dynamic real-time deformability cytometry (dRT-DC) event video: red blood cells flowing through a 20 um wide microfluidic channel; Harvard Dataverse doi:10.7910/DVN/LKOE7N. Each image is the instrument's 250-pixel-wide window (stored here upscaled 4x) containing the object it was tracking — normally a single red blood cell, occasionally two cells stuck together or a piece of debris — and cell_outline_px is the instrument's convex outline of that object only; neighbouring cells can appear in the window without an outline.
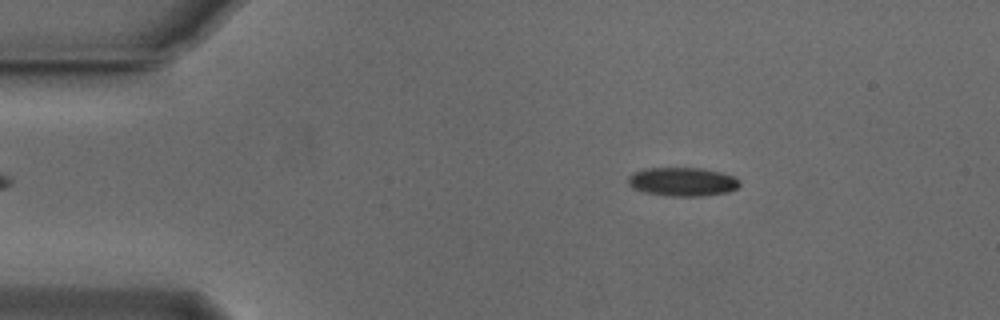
{"species": "Egyptian fruit bat (a non-hibernating species)", "species_latin": "Rousettus aegyptiacus", "temperature_condition": "cold", "stored_images_in_passage": 53, "camera_frame_rate_fps": 3000, "um_per_image_px": 0.085, "animal": {"sex": "male"}, "frame": {"image": 1, "passage_image": 8, "time_ms": 2.333, "image_size_px": [1000, 320], "cell_outline_px": [[740, 184], [736, 188], [728, 192], [700, 196], [672, 196], [644, 192], [632, 188], [628, 184], [628, 176], [644, 168], [704, 168], [720, 172], [732, 176], [740, 180]], "centroid_in_image_um": [58.0, 15.44], "position_along_channel_um": 27.0, "area_um2": 18.61}}
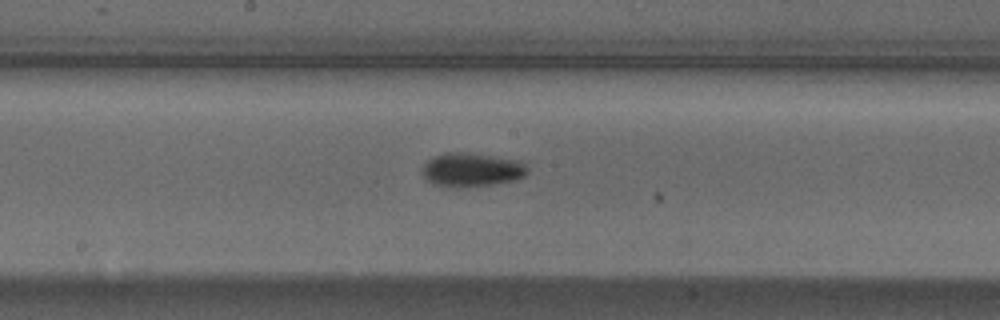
{"frame": {"image": 2, "passage_image": 27, "time_ms": 8.667, "image_size_px": [1000, 320], "cell_outline_px": [[528, 172], [524, 176], [516, 180], [492, 184], [432, 184], [420, 172], [424, 164], [432, 156], [444, 152], [464, 152], [516, 160], [528, 168]], "centroid_in_image_um": [40.07, 14.38], "position_along_channel_um": 208.1, "area_um2": 19.83}}
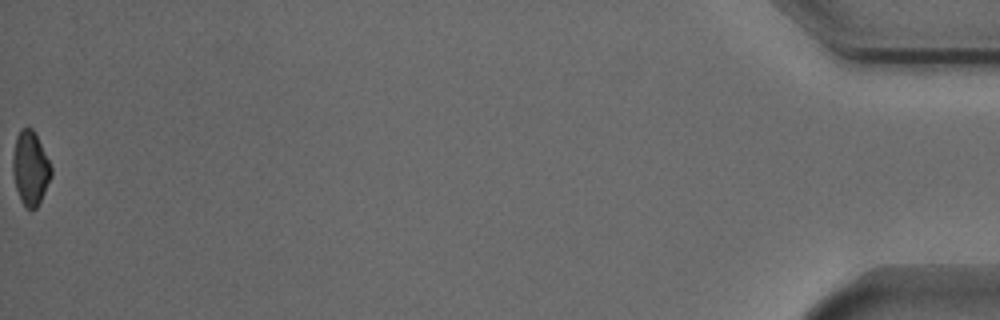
{"frame": {"image": 3, "passage_image": 53, "time_ms": 17.333, "image_size_px": [1000, 320], "cell_outline_px": [[52, 176], [36, 208], [28, 208], [20, 200], [16, 188], [12, 172], [12, 156], [16, 136], [20, 128], [32, 128], [52, 168]], "centroid_in_image_um": [2.55, 14.28], "position_along_channel_um": 432.6, "area_um2": 16.3}, "authors_computed_cell_mechanics": {"area_um2": 18.5538, "velocity_mm_per_s": 3.823, "shape_relaxation_time_tau1_ms": 5.582, "shape_relaxation_time_tau2_ms": null, "deformation_change_tau1": 0.1144, "deformation_change_tau2": null}}